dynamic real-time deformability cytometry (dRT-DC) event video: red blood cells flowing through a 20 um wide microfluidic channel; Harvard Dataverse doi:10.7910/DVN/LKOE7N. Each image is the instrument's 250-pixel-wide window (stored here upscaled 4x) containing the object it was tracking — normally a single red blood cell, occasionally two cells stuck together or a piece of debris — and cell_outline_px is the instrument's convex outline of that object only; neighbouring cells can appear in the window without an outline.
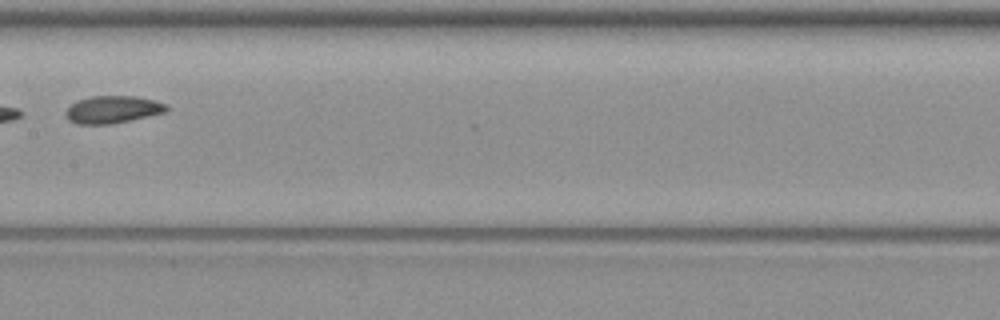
{"species": "common noctule bat (a hibernating species)", "species_latin": "Nyctalus noctula", "temperature_condition": "warm", "stored_images_in_passage": 4, "camera_frame_rate_fps": 3000, "um_per_image_px": 0.085, "animal": {"sex": "female", "body_mass_g": 19.3, "forearm_length_mm": 54.1}, "frame": {"image": 1, "passage_image": 4, "time_ms": 4.0, "image_size_px": [1000, 320], "cell_outline_px": [[168, 108], [164, 112], [112, 124], [76, 124], [68, 120], [64, 112], [76, 100], [92, 96], [136, 96], [156, 100], [168, 104]], "centroid_in_image_um": [9.56, 9.3], "position_along_channel_um": 197.8, "area_um2": 16.13}}